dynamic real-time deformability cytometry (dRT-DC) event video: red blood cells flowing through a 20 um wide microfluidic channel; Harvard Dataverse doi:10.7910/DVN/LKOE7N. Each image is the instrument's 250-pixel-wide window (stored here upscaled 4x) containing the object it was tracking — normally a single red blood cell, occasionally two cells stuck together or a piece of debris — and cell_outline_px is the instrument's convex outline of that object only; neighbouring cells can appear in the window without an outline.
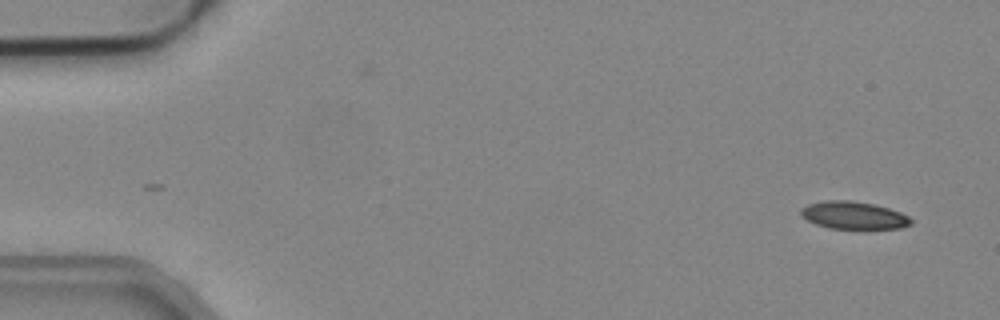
{"species": "common noctule bat (a hibernating species)", "species_latin": "Nyctalus noctula", "temperature_condition": "cold", "stored_images_in_passage": 50, "camera_frame_rate_fps": 3000, "um_per_image_px": 0.085, "animal": {"sex": "male", "body_mass_g": 19.2, "forearm_length_mm": 51.8}, "frame": {"image": 1, "passage_image": 1, "time_ms": 0.0, "image_size_px": [1000, 320], "cell_outline_px": [[912, 224], [900, 228], [828, 228], [816, 224], [808, 220], [800, 212], [800, 208], [808, 204], [824, 200], [852, 200], [876, 204], [900, 212], [908, 216], [912, 220]], "centroid_in_image_um": [72.56, 18.28], "position_along_channel_um": 12.4, "area_um2": 17.63}}
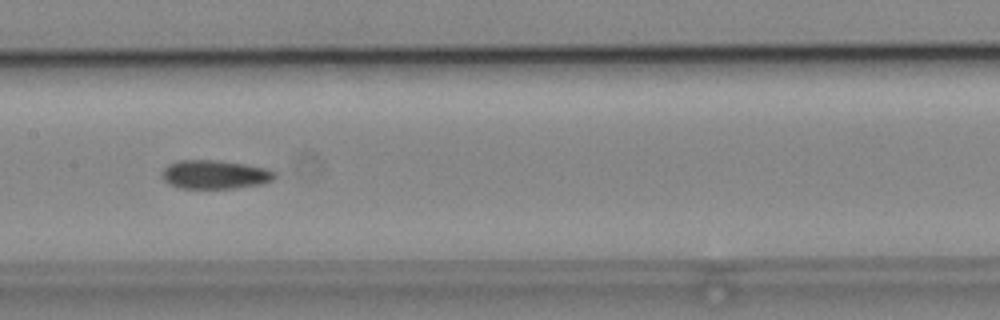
{"frame": {"image": 2, "passage_image": 24, "time_ms": 7.667, "image_size_px": [1000, 320], "cell_outline_px": [[276, 176], [272, 180], [264, 184], [232, 188], [180, 188], [168, 184], [160, 176], [160, 172], [168, 164], [176, 160], [216, 160], [244, 164], [264, 168], [276, 172]], "centroid_in_image_um": [18.22, 14.83], "position_along_channel_um": 189.2, "area_um2": 19.02}}
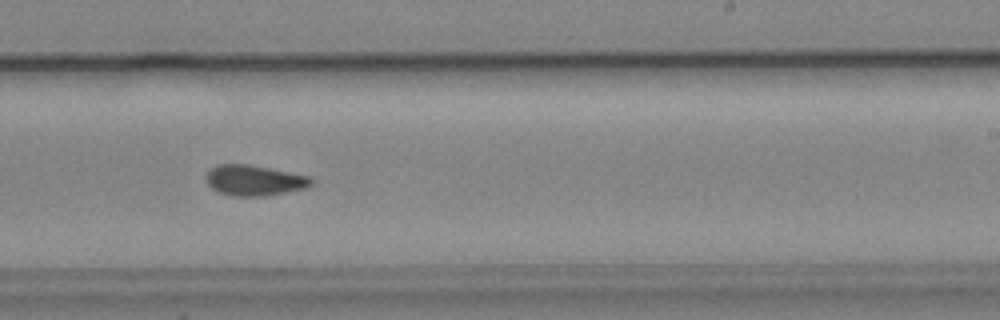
{"frame": {"image": 3, "passage_image": 30, "time_ms": 9.667, "image_size_px": [1000, 320], "cell_outline_px": [[312, 184], [308, 188], [264, 196], [232, 196], [220, 192], [212, 188], [204, 180], [204, 176], [216, 164], [248, 164], [308, 176], [312, 180]], "centroid_in_image_um": [21.58, 15.33], "position_along_channel_um": 267.4, "area_um2": 18.67}, "authors_computed_cell_mechanics": {"area_um2": 18.5538, "velocity_mm_per_s": 3.9309, "shape_relaxation_time_tau1_ms": null, "shape_relaxation_time_tau2_ms": 3.4135, "deformation_change_tau1": null, "deformation_change_tau2": 0.0965}}